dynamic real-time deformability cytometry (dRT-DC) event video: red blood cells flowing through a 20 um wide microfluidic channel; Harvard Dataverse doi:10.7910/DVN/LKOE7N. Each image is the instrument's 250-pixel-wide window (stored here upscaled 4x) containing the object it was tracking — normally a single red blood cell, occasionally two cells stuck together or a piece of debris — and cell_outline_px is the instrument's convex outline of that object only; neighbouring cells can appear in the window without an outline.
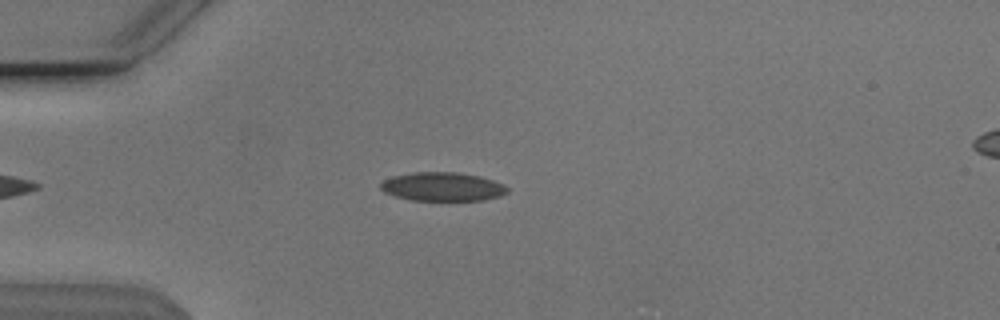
{"species": "Egyptian fruit bat (a non-hibernating species)", "species_latin": "Rousettus aegyptiacus", "temperature_condition": "cold", "stored_images_in_passage": 44, "camera_frame_rate_fps": 3000, "um_per_image_px": 0.085, "animal": {"sex": "male"}, "frame": {"image": 1, "passage_image": 9, "time_ms": 2.667, "image_size_px": [1000, 320], "cell_outline_px": [[508, 192], [500, 196], [484, 200], [412, 200], [396, 196], [384, 192], [380, 188], [380, 184], [384, 180], [392, 176], [412, 172], [456, 172], [480, 176], [504, 184], [508, 188]], "centroid_in_image_um": [37.62, 15.86], "position_along_channel_um": 47.4, "area_um2": 21.21}}
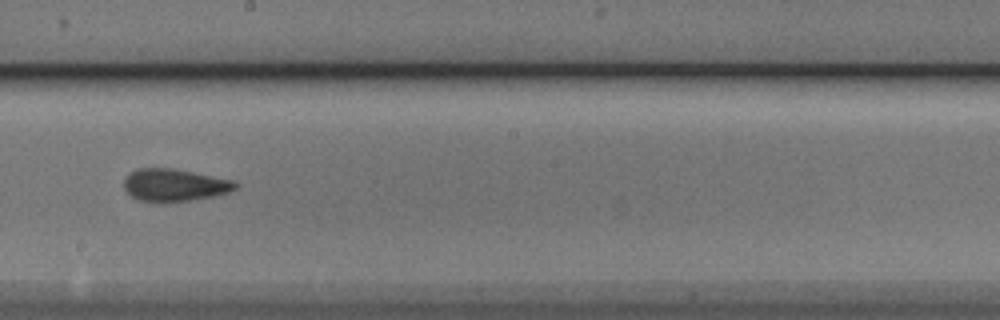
{"frame": {"image": 2, "passage_image": 25, "time_ms": 8.0, "image_size_px": [1000, 320], "cell_outline_px": [[240, 184], [236, 188], [228, 192], [216, 196], [168, 204], [140, 200], [132, 196], [124, 188], [124, 180], [132, 172], [140, 168], [172, 168], [236, 180]], "centroid_in_image_um": [14.89, 15.75], "position_along_channel_um": 233.3, "area_um2": 21.39}}
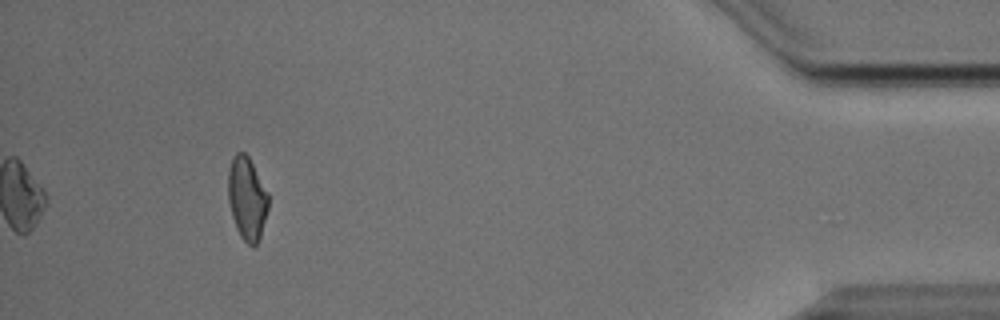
{"frame": {"image": 3, "passage_image": 44, "time_ms": 14.333, "image_size_px": [1000, 320], "cell_outline_px": [[268, 208], [260, 236], [256, 244], [252, 248], [240, 236], [236, 228], [232, 216], [228, 200], [228, 168], [232, 156], [236, 152], [244, 152], [248, 156], [268, 192]], "centroid_in_image_um": [20.98, 16.84], "position_along_channel_um": 414.2, "area_um2": 19.48}, "authors_computed_cell_mechanics": {"area_um2": 20.8369, "velocity_mm_per_s": 3.8418, "shape_relaxation_time_tau1_ms": 6.9785, "shape_relaxation_time_tau2_ms": 2.003, "deformation_change_tau1": 0.1558, "deformation_change_tau2": 0.0889}}